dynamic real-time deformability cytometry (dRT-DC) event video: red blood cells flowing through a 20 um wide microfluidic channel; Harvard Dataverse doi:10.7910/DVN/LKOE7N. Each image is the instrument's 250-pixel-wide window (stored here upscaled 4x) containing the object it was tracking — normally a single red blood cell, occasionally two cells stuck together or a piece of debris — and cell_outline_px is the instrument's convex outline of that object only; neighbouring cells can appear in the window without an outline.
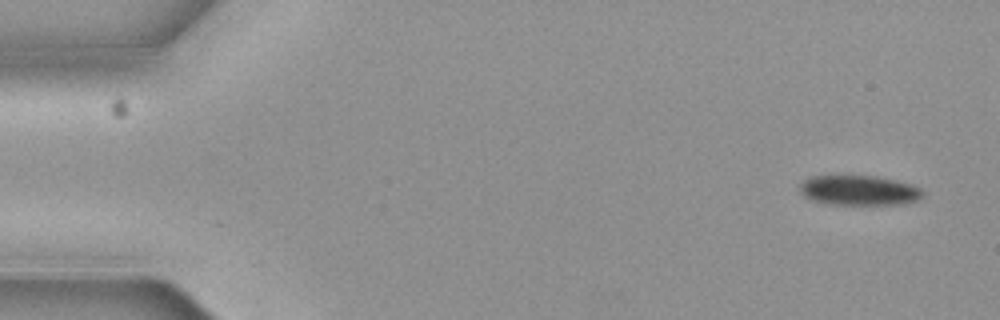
{"species": "common noctule bat (a hibernating species)", "species_latin": "Nyctalus noctula", "temperature_condition": "cold", "stored_images_in_passage": 6, "camera_frame_rate_fps": 3000, "um_per_image_px": 0.085, "animal": {"sex": "female", "body_mass_g": 19.3, "forearm_length_mm": 54.1}, "frame": {"image": 1, "passage_image": 1, "time_ms": 0.0, "image_size_px": [1000, 320], "cell_outline_px": [[924, 196], [920, 200], [904, 204], [828, 204], [812, 200], [804, 196], [800, 192], [800, 184], [804, 180], [812, 176], [876, 176], [912, 184], [920, 188], [924, 192]], "centroid_in_image_um": [73.05, 16.19], "position_along_channel_um": 11.9, "area_um2": 21.5}}